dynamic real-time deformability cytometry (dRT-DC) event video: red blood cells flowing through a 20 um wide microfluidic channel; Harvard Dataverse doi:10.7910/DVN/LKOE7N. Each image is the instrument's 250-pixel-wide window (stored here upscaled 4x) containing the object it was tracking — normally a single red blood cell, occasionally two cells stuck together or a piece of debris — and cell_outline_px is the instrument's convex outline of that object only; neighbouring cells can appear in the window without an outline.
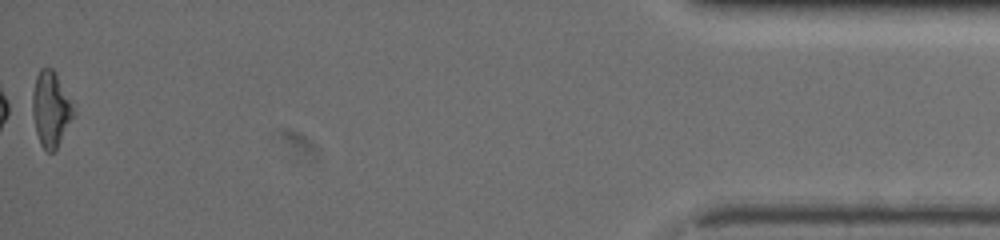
{"species": "common noctule bat (a hibernating species)", "species_latin": "Nyctalus noctula", "temperature_condition": "warm", "stored_images_in_passage": 41, "camera_frame_rate_fps": 3000, "um_per_image_px": 0.085, "animal": {"sex": "female", "body_mass_g": 19.5, "forearm_length_mm": 54.1}, "frame": {"image": 1, "passage_image": 41, "time_ms": 13.333, "image_size_px": [1000, 240], "cell_outline_px": [[76, 112], [56, 148], [52, 152], [48, 152], [40, 144], [36, 132], [32, 112], [32, 92], [36, 76], [40, 68], [52, 68], [72, 104]], "centroid_in_image_um": [4.29, 9.27], "position_along_channel_um": 430.9, "area_um2": 17.63}, "authors_computed_cell_mechanics": {"area_um2": 17.4556, "velocity_mm_per_s": 3.2611, "shape_relaxation_time_tau1_ms": null, "shape_relaxation_time_tau2_ms": 5.6055, "deformation_change_tau1": null, "deformation_change_tau2": 0.1384}}